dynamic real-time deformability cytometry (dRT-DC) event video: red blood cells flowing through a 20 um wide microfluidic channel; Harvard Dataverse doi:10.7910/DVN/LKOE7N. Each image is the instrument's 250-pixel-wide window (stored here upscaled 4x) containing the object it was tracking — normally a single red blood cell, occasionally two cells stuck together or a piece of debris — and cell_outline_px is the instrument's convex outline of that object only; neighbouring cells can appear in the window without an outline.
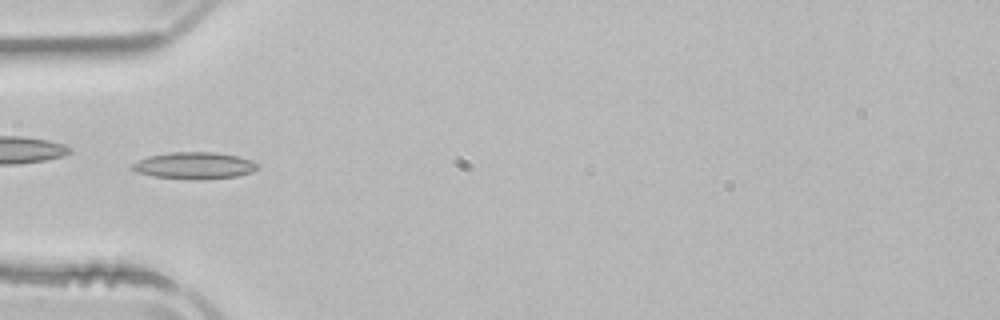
{"species": "common noctule bat (a hibernating species)", "species_latin": "Nyctalus noctula", "temperature_condition": "room temperature", "stored_images_in_passage": 49, "camera_frame_rate_fps": 3000, "um_per_image_px": 0.085, "animal": {"sex": "male", "body_mass_g": 21.5, "forearm_length_mm": 52.0}, "frame": {"image": 1, "passage_image": 15, "time_ms": 4.667, "image_size_px": [1000, 320], "cell_outline_px": [[260, 164], [252, 172], [236, 176], [200, 180], [152, 176], [136, 172], [128, 168], [132, 164], [148, 156], [172, 152], [216, 152], [236, 156], [252, 160]], "centroid_in_image_um": [16.51, 14.07], "position_along_channel_um": 68.5, "area_um2": 19.59}, "authors_computed_cell_mechanics": {"area_um2": 17.5134, "velocity_mm_per_s": 3.9327, "shape_relaxation_time_tau1_ms": 7.8752, "shape_relaxation_time_tau2_ms": null, "deformation_change_tau1": 0.1594, "deformation_change_tau2": null}}